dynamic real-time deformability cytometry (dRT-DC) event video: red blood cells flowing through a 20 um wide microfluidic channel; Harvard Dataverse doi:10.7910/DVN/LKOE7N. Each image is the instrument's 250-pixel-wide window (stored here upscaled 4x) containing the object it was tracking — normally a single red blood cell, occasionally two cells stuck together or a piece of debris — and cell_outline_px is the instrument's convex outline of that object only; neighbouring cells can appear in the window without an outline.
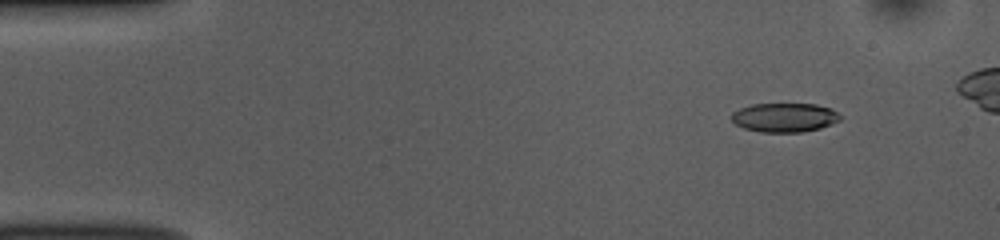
{"species": "common noctule bat (a hibernating species)", "species_latin": "Nyctalus noctula", "temperature_condition": "room temperature", "stored_images_in_passage": 49, "camera_frame_rate_fps": 3000, "um_per_image_px": 0.085, "animal": {"sex": "female", "body_mass_g": 10.0, "forearm_length_mm": 53.1}, "frame": {"image": 1, "passage_image": 6, "time_ms": 1.667, "image_size_px": [1000, 240], "cell_outline_px": [[840, 120], [832, 124], [820, 128], [804, 132], [760, 132], [744, 128], [736, 124], [732, 120], [732, 112], [740, 108], [752, 104], [816, 104], [832, 108], [840, 116]], "centroid_in_image_um": [66.69, 9.99], "position_along_channel_um": 18.3, "area_um2": 18.44}}
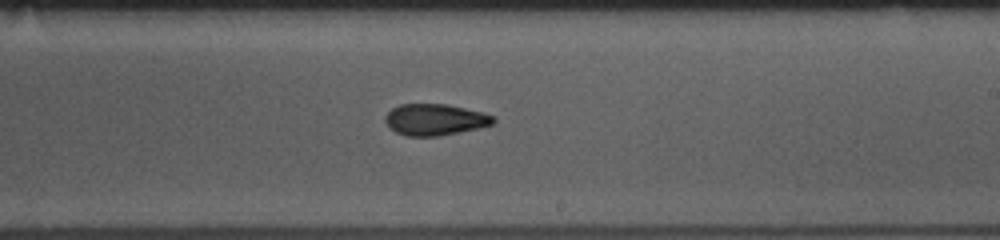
{"frame": {"image": 2, "passage_image": 31, "time_ms": 10.0, "image_size_px": [1000, 240], "cell_outline_px": [[496, 120], [492, 124], [480, 128], [440, 136], [408, 136], [396, 132], [384, 120], [384, 116], [392, 108], [400, 104], [448, 104], [484, 112], [492, 116]], "centroid_in_image_um": [36.99, 10.16], "position_along_channel_um": 252.0, "area_um2": 19.83}}
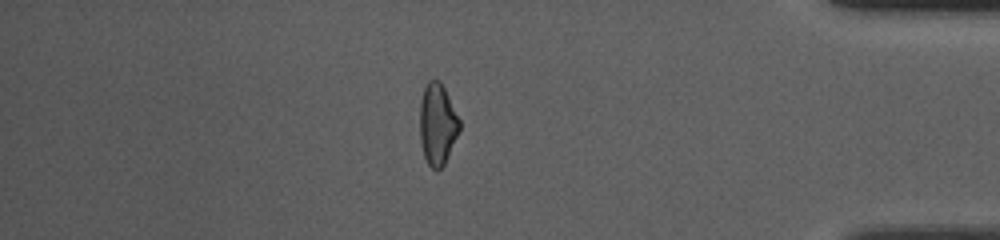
{"frame": {"image": 3, "passage_image": 45, "time_ms": 14.667, "image_size_px": [1000, 240], "cell_outline_px": [[460, 128], [444, 164], [436, 172], [428, 164], [424, 156], [420, 140], [420, 100], [424, 88], [428, 80], [440, 80], [460, 120]], "centroid_in_image_um": [37.16, 10.55], "position_along_channel_um": 398.0, "area_um2": 18.67}, "authors_computed_cell_mechanics": {"area_um2": 19.4786, "velocity_mm_per_s": 3.8656, "shape_relaxation_time_tau1_ms": 7.9512, "shape_relaxation_time_tau2_ms": 2.8909, "deformation_change_tau1": 0.1903, "deformation_change_tau2": 0.0978}}